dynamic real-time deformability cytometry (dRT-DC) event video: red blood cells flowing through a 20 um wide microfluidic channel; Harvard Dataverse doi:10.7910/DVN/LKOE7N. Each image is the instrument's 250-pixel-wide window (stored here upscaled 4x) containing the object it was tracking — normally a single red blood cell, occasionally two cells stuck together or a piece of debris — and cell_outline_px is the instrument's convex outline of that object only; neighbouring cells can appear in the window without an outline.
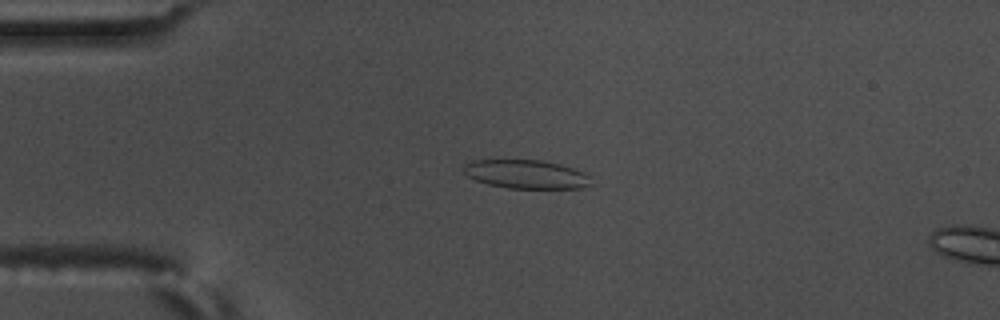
{"species": "common noctule bat (a hibernating species)", "species_latin": "Nyctalus noctula", "temperature_condition": "warm", "stored_images_in_passage": 58, "camera_frame_rate_fps": 3000, "um_per_image_px": 0.085, "animal": {"sex": "male", "body_mass_g": 17.5, "forearm_length_mm": 52.3}, "frame": {"image": 1, "passage_image": 14, "time_ms": 4.333, "image_size_px": [1000, 320], "cell_outline_px": [[592, 184], [580, 188], [508, 188], [488, 184], [476, 180], [468, 176], [464, 172], [464, 164], [472, 160], [540, 160], [560, 164], [584, 172], [588, 176]], "centroid_in_image_um": [44.71, 14.81], "position_along_channel_um": 40.3, "area_um2": 21.15}}
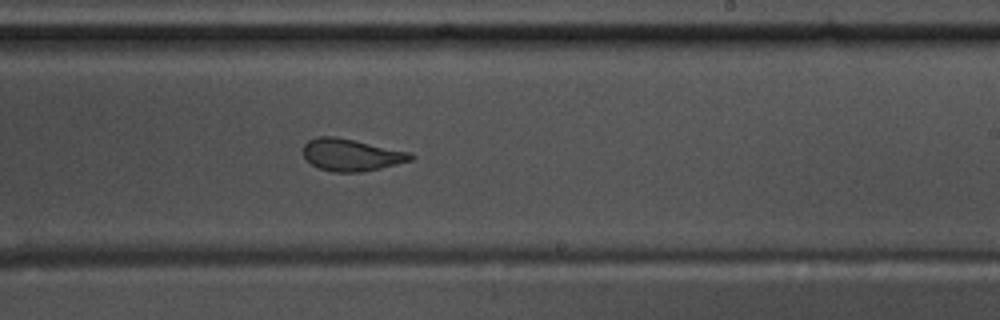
{"frame": {"image": 2, "passage_image": 35, "time_ms": 11.333, "image_size_px": [1000, 320], "cell_outline_px": [[416, 156], [412, 160], [380, 168], [360, 172], [332, 172], [320, 168], [312, 164], [304, 156], [304, 144], [308, 140], [316, 136], [336, 136], [412, 152]], "centroid_in_image_um": [29.89, 13.15], "position_along_channel_um": 259.1, "area_um2": 20.17}}
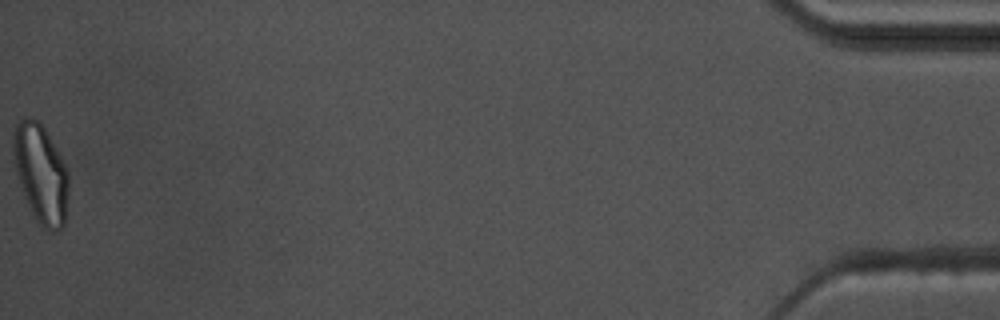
{"frame": {"image": 3, "passage_image": 58, "time_ms": 19.0, "image_size_px": [1000, 320], "cell_outline_px": [[68, 196], [64, 224], [56, 232], [48, 232], [40, 224], [32, 212], [24, 196], [12, 160], [12, 140], [16, 124], [20, 120], [40, 120], [60, 156], [68, 172]], "centroid_in_image_um": [3.46, 14.77], "position_along_channel_um": 431.7, "area_um2": 31.56}, "authors_computed_cell_mechanics": {"area_um2": 21.6461, "velocity_mm_per_s": 3.552, "shape_relaxation_time_tau1_ms": null, "shape_relaxation_time_tau2_ms": 1.3424, "deformation_change_tau1": null, "deformation_change_tau2": 0.0666}}